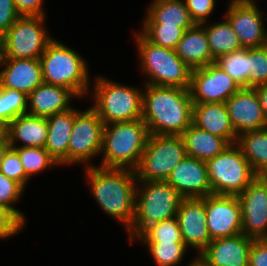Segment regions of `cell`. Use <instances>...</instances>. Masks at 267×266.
Here are the masks:
<instances>
[{"mask_svg":"<svg viewBox=\"0 0 267 266\" xmlns=\"http://www.w3.org/2000/svg\"><path fill=\"white\" fill-rule=\"evenodd\" d=\"M142 119L150 134L181 135L192 124L189 89L145 84Z\"/></svg>","mask_w":267,"mask_h":266,"instance_id":"cell-1","label":"cell"},{"mask_svg":"<svg viewBox=\"0 0 267 266\" xmlns=\"http://www.w3.org/2000/svg\"><path fill=\"white\" fill-rule=\"evenodd\" d=\"M192 124L224 138L229 144L237 143L238 137L225 103H193Z\"/></svg>","mask_w":267,"mask_h":266,"instance_id":"cell-21","label":"cell"},{"mask_svg":"<svg viewBox=\"0 0 267 266\" xmlns=\"http://www.w3.org/2000/svg\"><path fill=\"white\" fill-rule=\"evenodd\" d=\"M206 31L209 47L213 58L216 60L219 56L243 49L237 34L232 25L227 20L215 23L214 25L201 24Z\"/></svg>","mask_w":267,"mask_h":266,"instance_id":"cell-29","label":"cell"},{"mask_svg":"<svg viewBox=\"0 0 267 266\" xmlns=\"http://www.w3.org/2000/svg\"><path fill=\"white\" fill-rule=\"evenodd\" d=\"M10 148L8 139H0V168L3 161L4 155Z\"/></svg>","mask_w":267,"mask_h":266,"instance_id":"cell-45","label":"cell"},{"mask_svg":"<svg viewBox=\"0 0 267 266\" xmlns=\"http://www.w3.org/2000/svg\"><path fill=\"white\" fill-rule=\"evenodd\" d=\"M18 152L25 174L29 177L58 162L49 154L45 148L35 147H11Z\"/></svg>","mask_w":267,"mask_h":266,"instance_id":"cell-33","label":"cell"},{"mask_svg":"<svg viewBox=\"0 0 267 266\" xmlns=\"http://www.w3.org/2000/svg\"><path fill=\"white\" fill-rule=\"evenodd\" d=\"M176 217L184 243L200 254L212 241L207 228L205 197L184 198Z\"/></svg>","mask_w":267,"mask_h":266,"instance_id":"cell-17","label":"cell"},{"mask_svg":"<svg viewBox=\"0 0 267 266\" xmlns=\"http://www.w3.org/2000/svg\"><path fill=\"white\" fill-rule=\"evenodd\" d=\"M144 24H164V26L193 27L184 0H154L148 8Z\"/></svg>","mask_w":267,"mask_h":266,"instance_id":"cell-27","label":"cell"},{"mask_svg":"<svg viewBox=\"0 0 267 266\" xmlns=\"http://www.w3.org/2000/svg\"><path fill=\"white\" fill-rule=\"evenodd\" d=\"M249 266H267V239L252 241L249 253Z\"/></svg>","mask_w":267,"mask_h":266,"instance_id":"cell-42","label":"cell"},{"mask_svg":"<svg viewBox=\"0 0 267 266\" xmlns=\"http://www.w3.org/2000/svg\"><path fill=\"white\" fill-rule=\"evenodd\" d=\"M166 182L184 198H203L212 194L207 162L187 155L173 169Z\"/></svg>","mask_w":267,"mask_h":266,"instance_id":"cell-18","label":"cell"},{"mask_svg":"<svg viewBox=\"0 0 267 266\" xmlns=\"http://www.w3.org/2000/svg\"><path fill=\"white\" fill-rule=\"evenodd\" d=\"M43 82L69 88L76 97L88 92L86 61L71 48L53 39L40 57Z\"/></svg>","mask_w":267,"mask_h":266,"instance_id":"cell-5","label":"cell"},{"mask_svg":"<svg viewBox=\"0 0 267 266\" xmlns=\"http://www.w3.org/2000/svg\"><path fill=\"white\" fill-rule=\"evenodd\" d=\"M92 95L95 105L92 107L105 125L114 122H129L142 118L143 93L129 87L96 77Z\"/></svg>","mask_w":267,"mask_h":266,"instance_id":"cell-7","label":"cell"},{"mask_svg":"<svg viewBox=\"0 0 267 266\" xmlns=\"http://www.w3.org/2000/svg\"><path fill=\"white\" fill-rule=\"evenodd\" d=\"M92 193L105 213L129 230L135 215L136 172L127 168L86 167ZM137 182V183H135Z\"/></svg>","mask_w":267,"mask_h":266,"instance_id":"cell-2","label":"cell"},{"mask_svg":"<svg viewBox=\"0 0 267 266\" xmlns=\"http://www.w3.org/2000/svg\"><path fill=\"white\" fill-rule=\"evenodd\" d=\"M0 172L8 178L18 182L25 188L29 177L25 174L18 152L14 148H9L1 163Z\"/></svg>","mask_w":267,"mask_h":266,"instance_id":"cell-38","label":"cell"},{"mask_svg":"<svg viewBox=\"0 0 267 266\" xmlns=\"http://www.w3.org/2000/svg\"><path fill=\"white\" fill-rule=\"evenodd\" d=\"M175 52L192 70L215 63L205 28L201 24L184 31Z\"/></svg>","mask_w":267,"mask_h":266,"instance_id":"cell-23","label":"cell"},{"mask_svg":"<svg viewBox=\"0 0 267 266\" xmlns=\"http://www.w3.org/2000/svg\"><path fill=\"white\" fill-rule=\"evenodd\" d=\"M241 88L215 63L191 72L189 92L193 103H225Z\"/></svg>","mask_w":267,"mask_h":266,"instance_id":"cell-12","label":"cell"},{"mask_svg":"<svg viewBox=\"0 0 267 266\" xmlns=\"http://www.w3.org/2000/svg\"><path fill=\"white\" fill-rule=\"evenodd\" d=\"M205 211L207 228L212 240L242 233L241 204L237 196H206Z\"/></svg>","mask_w":267,"mask_h":266,"instance_id":"cell-14","label":"cell"},{"mask_svg":"<svg viewBox=\"0 0 267 266\" xmlns=\"http://www.w3.org/2000/svg\"><path fill=\"white\" fill-rule=\"evenodd\" d=\"M185 157L181 135L150 134L139 166L135 169L137 181H166Z\"/></svg>","mask_w":267,"mask_h":266,"instance_id":"cell-9","label":"cell"},{"mask_svg":"<svg viewBox=\"0 0 267 266\" xmlns=\"http://www.w3.org/2000/svg\"><path fill=\"white\" fill-rule=\"evenodd\" d=\"M24 188L0 172V204L11 208L24 222V214L12 205L20 199Z\"/></svg>","mask_w":267,"mask_h":266,"instance_id":"cell-37","label":"cell"},{"mask_svg":"<svg viewBox=\"0 0 267 266\" xmlns=\"http://www.w3.org/2000/svg\"><path fill=\"white\" fill-rule=\"evenodd\" d=\"M237 144L253 168L262 176L267 175V128L250 131L238 136Z\"/></svg>","mask_w":267,"mask_h":266,"instance_id":"cell-28","label":"cell"},{"mask_svg":"<svg viewBox=\"0 0 267 266\" xmlns=\"http://www.w3.org/2000/svg\"><path fill=\"white\" fill-rule=\"evenodd\" d=\"M225 104L237 137L246 132L267 128L260 100L254 88H241Z\"/></svg>","mask_w":267,"mask_h":266,"instance_id":"cell-16","label":"cell"},{"mask_svg":"<svg viewBox=\"0 0 267 266\" xmlns=\"http://www.w3.org/2000/svg\"><path fill=\"white\" fill-rule=\"evenodd\" d=\"M212 194L238 196L258 176L237 143L207 161Z\"/></svg>","mask_w":267,"mask_h":266,"instance_id":"cell-8","label":"cell"},{"mask_svg":"<svg viewBox=\"0 0 267 266\" xmlns=\"http://www.w3.org/2000/svg\"><path fill=\"white\" fill-rule=\"evenodd\" d=\"M191 19L195 24H206V18L215 7L214 0H184Z\"/></svg>","mask_w":267,"mask_h":266,"instance_id":"cell-40","label":"cell"},{"mask_svg":"<svg viewBox=\"0 0 267 266\" xmlns=\"http://www.w3.org/2000/svg\"><path fill=\"white\" fill-rule=\"evenodd\" d=\"M157 266H177L186 252L184 242H143Z\"/></svg>","mask_w":267,"mask_h":266,"instance_id":"cell-34","label":"cell"},{"mask_svg":"<svg viewBox=\"0 0 267 266\" xmlns=\"http://www.w3.org/2000/svg\"><path fill=\"white\" fill-rule=\"evenodd\" d=\"M188 266H210L199 254Z\"/></svg>","mask_w":267,"mask_h":266,"instance_id":"cell-46","label":"cell"},{"mask_svg":"<svg viewBox=\"0 0 267 266\" xmlns=\"http://www.w3.org/2000/svg\"><path fill=\"white\" fill-rule=\"evenodd\" d=\"M76 95L66 87L42 83L28 95V114L43 118L72 108L70 98Z\"/></svg>","mask_w":267,"mask_h":266,"instance_id":"cell-22","label":"cell"},{"mask_svg":"<svg viewBox=\"0 0 267 266\" xmlns=\"http://www.w3.org/2000/svg\"><path fill=\"white\" fill-rule=\"evenodd\" d=\"M225 17L233 27L243 48L267 45V31L261 12L253 0H231Z\"/></svg>","mask_w":267,"mask_h":266,"instance_id":"cell-15","label":"cell"},{"mask_svg":"<svg viewBox=\"0 0 267 266\" xmlns=\"http://www.w3.org/2000/svg\"><path fill=\"white\" fill-rule=\"evenodd\" d=\"M135 37L142 70L150 78L146 84L189 89L192 69L175 50L149 42L140 32Z\"/></svg>","mask_w":267,"mask_h":266,"instance_id":"cell-6","label":"cell"},{"mask_svg":"<svg viewBox=\"0 0 267 266\" xmlns=\"http://www.w3.org/2000/svg\"><path fill=\"white\" fill-rule=\"evenodd\" d=\"M0 87L17 90L29 95L43 83L40 59L2 58Z\"/></svg>","mask_w":267,"mask_h":266,"instance_id":"cell-20","label":"cell"},{"mask_svg":"<svg viewBox=\"0 0 267 266\" xmlns=\"http://www.w3.org/2000/svg\"><path fill=\"white\" fill-rule=\"evenodd\" d=\"M6 132L7 126L0 121V139H8Z\"/></svg>","mask_w":267,"mask_h":266,"instance_id":"cell-47","label":"cell"},{"mask_svg":"<svg viewBox=\"0 0 267 266\" xmlns=\"http://www.w3.org/2000/svg\"><path fill=\"white\" fill-rule=\"evenodd\" d=\"M192 27L164 26V24H143L140 33L151 43L175 50L184 31Z\"/></svg>","mask_w":267,"mask_h":266,"instance_id":"cell-32","label":"cell"},{"mask_svg":"<svg viewBox=\"0 0 267 266\" xmlns=\"http://www.w3.org/2000/svg\"><path fill=\"white\" fill-rule=\"evenodd\" d=\"M24 223L11 208L0 204V239L19 233Z\"/></svg>","mask_w":267,"mask_h":266,"instance_id":"cell-39","label":"cell"},{"mask_svg":"<svg viewBox=\"0 0 267 266\" xmlns=\"http://www.w3.org/2000/svg\"><path fill=\"white\" fill-rule=\"evenodd\" d=\"M48 132L45 149L58 162L68 164V143L74 125V109L47 117Z\"/></svg>","mask_w":267,"mask_h":266,"instance_id":"cell-25","label":"cell"},{"mask_svg":"<svg viewBox=\"0 0 267 266\" xmlns=\"http://www.w3.org/2000/svg\"><path fill=\"white\" fill-rule=\"evenodd\" d=\"M104 122L90 107L86 111L74 109V125L68 143V164L87 163L100 154L103 145Z\"/></svg>","mask_w":267,"mask_h":266,"instance_id":"cell-11","label":"cell"},{"mask_svg":"<svg viewBox=\"0 0 267 266\" xmlns=\"http://www.w3.org/2000/svg\"><path fill=\"white\" fill-rule=\"evenodd\" d=\"M48 132L47 118L22 114L7 126V137L10 147H15L16 141L24 145L20 147L45 148Z\"/></svg>","mask_w":267,"mask_h":266,"instance_id":"cell-24","label":"cell"},{"mask_svg":"<svg viewBox=\"0 0 267 266\" xmlns=\"http://www.w3.org/2000/svg\"><path fill=\"white\" fill-rule=\"evenodd\" d=\"M2 57H3V54H2V46H1V40H0V67H1Z\"/></svg>","mask_w":267,"mask_h":266,"instance_id":"cell-48","label":"cell"},{"mask_svg":"<svg viewBox=\"0 0 267 266\" xmlns=\"http://www.w3.org/2000/svg\"><path fill=\"white\" fill-rule=\"evenodd\" d=\"M19 17L14 0H0V37Z\"/></svg>","mask_w":267,"mask_h":266,"instance_id":"cell-41","label":"cell"},{"mask_svg":"<svg viewBox=\"0 0 267 266\" xmlns=\"http://www.w3.org/2000/svg\"><path fill=\"white\" fill-rule=\"evenodd\" d=\"M45 16H20L0 37L2 58L40 59L53 40L46 33Z\"/></svg>","mask_w":267,"mask_h":266,"instance_id":"cell-10","label":"cell"},{"mask_svg":"<svg viewBox=\"0 0 267 266\" xmlns=\"http://www.w3.org/2000/svg\"><path fill=\"white\" fill-rule=\"evenodd\" d=\"M253 240L243 233L214 239L200 255L210 266H249Z\"/></svg>","mask_w":267,"mask_h":266,"instance_id":"cell-19","label":"cell"},{"mask_svg":"<svg viewBox=\"0 0 267 266\" xmlns=\"http://www.w3.org/2000/svg\"><path fill=\"white\" fill-rule=\"evenodd\" d=\"M28 111V95L0 87V121L8 126L16 117Z\"/></svg>","mask_w":267,"mask_h":266,"instance_id":"cell-31","label":"cell"},{"mask_svg":"<svg viewBox=\"0 0 267 266\" xmlns=\"http://www.w3.org/2000/svg\"><path fill=\"white\" fill-rule=\"evenodd\" d=\"M149 136L150 132L142 118L105 125L100 167L135 170L139 166Z\"/></svg>","mask_w":267,"mask_h":266,"instance_id":"cell-3","label":"cell"},{"mask_svg":"<svg viewBox=\"0 0 267 266\" xmlns=\"http://www.w3.org/2000/svg\"><path fill=\"white\" fill-rule=\"evenodd\" d=\"M136 187L135 215L128 230L130 242L150 225L176 217L184 197L166 181H139Z\"/></svg>","mask_w":267,"mask_h":266,"instance_id":"cell-4","label":"cell"},{"mask_svg":"<svg viewBox=\"0 0 267 266\" xmlns=\"http://www.w3.org/2000/svg\"><path fill=\"white\" fill-rule=\"evenodd\" d=\"M237 197L242 233L254 240L267 239V175H258Z\"/></svg>","mask_w":267,"mask_h":266,"instance_id":"cell-13","label":"cell"},{"mask_svg":"<svg viewBox=\"0 0 267 266\" xmlns=\"http://www.w3.org/2000/svg\"><path fill=\"white\" fill-rule=\"evenodd\" d=\"M181 137L186 155L206 162L230 145L224 138L201 130L193 124L181 134Z\"/></svg>","mask_w":267,"mask_h":266,"instance_id":"cell-26","label":"cell"},{"mask_svg":"<svg viewBox=\"0 0 267 266\" xmlns=\"http://www.w3.org/2000/svg\"><path fill=\"white\" fill-rule=\"evenodd\" d=\"M137 238L142 242H184L177 217L150 225Z\"/></svg>","mask_w":267,"mask_h":266,"instance_id":"cell-35","label":"cell"},{"mask_svg":"<svg viewBox=\"0 0 267 266\" xmlns=\"http://www.w3.org/2000/svg\"><path fill=\"white\" fill-rule=\"evenodd\" d=\"M267 84V45L249 48L248 88Z\"/></svg>","mask_w":267,"mask_h":266,"instance_id":"cell-36","label":"cell"},{"mask_svg":"<svg viewBox=\"0 0 267 266\" xmlns=\"http://www.w3.org/2000/svg\"><path fill=\"white\" fill-rule=\"evenodd\" d=\"M254 89L256 90V93L260 100L262 112L267 122V84L256 86L254 87Z\"/></svg>","mask_w":267,"mask_h":266,"instance_id":"cell-44","label":"cell"},{"mask_svg":"<svg viewBox=\"0 0 267 266\" xmlns=\"http://www.w3.org/2000/svg\"><path fill=\"white\" fill-rule=\"evenodd\" d=\"M215 64L229 74L242 88H248L249 48L219 56Z\"/></svg>","mask_w":267,"mask_h":266,"instance_id":"cell-30","label":"cell"},{"mask_svg":"<svg viewBox=\"0 0 267 266\" xmlns=\"http://www.w3.org/2000/svg\"><path fill=\"white\" fill-rule=\"evenodd\" d=\"M20 16H45L43 0H14Z\"/></svg>","mask_w":267,"mask_h":266,"instance_id":"cell-43","label":"cell"}]
</instances>
